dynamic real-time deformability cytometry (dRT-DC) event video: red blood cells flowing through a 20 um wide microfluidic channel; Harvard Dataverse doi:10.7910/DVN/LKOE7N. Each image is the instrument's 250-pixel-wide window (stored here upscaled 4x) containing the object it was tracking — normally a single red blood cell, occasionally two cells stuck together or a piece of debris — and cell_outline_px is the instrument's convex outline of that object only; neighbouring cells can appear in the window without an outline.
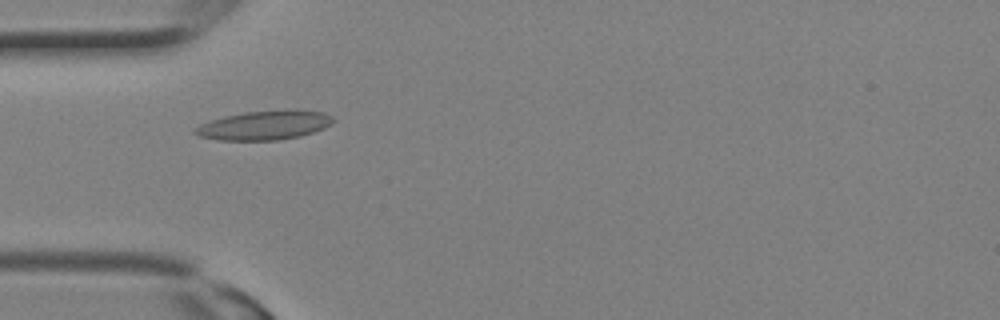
{"species": "Egyptian fruit bat (a non-hibernating species)", "species_latin": "Rousettus aegyptiacus", "temperature_condition": "room temperature", "stored_images_in_passage": 13, "camera_frame_rate_fps": 3000, "um_per_image_px": 0.085, "animal": {"sex": "female"}, "frame": {"image": 1, "passage_image": 3, "time_ms": 0.667, "image_size_px": [1000, 320], "cell_outline_px": [[336, 120], [332, 124], [324, 128], [300, 136], [280, 140], [220, 140], [200, 136], [192, 132], [200, 124], [224, 116], [244, 112], [324, 112], [332, 116]], "centroid_in_image_um": [22.45, 10.68], "position_along_channel_um": 62.6, "area_um2": 22.6}}
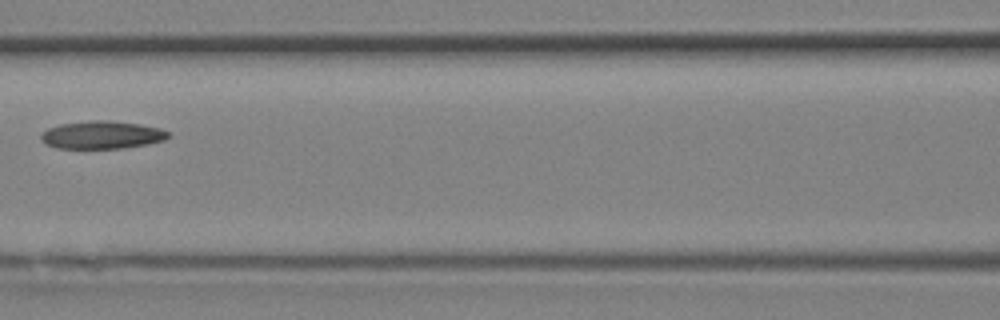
{"frame": {"image": 2, "passage_image": 7, "time_ms": 2.0, "image_size_px": [1000, 320], "cell_outline_px": [[172, 136], [164, 140], [148, 144], [124, 148], [56, 148], [44, 144], [40, 140], [40, 136], [48, 128], [60, 124], [92, 120], [112, 120], [140, 124], [160, 128], [168, 132]], "centroid_in_image_um": [8.67, 11.46], "position_along_channel_um": 157.9, "area_um2": 20.81}}
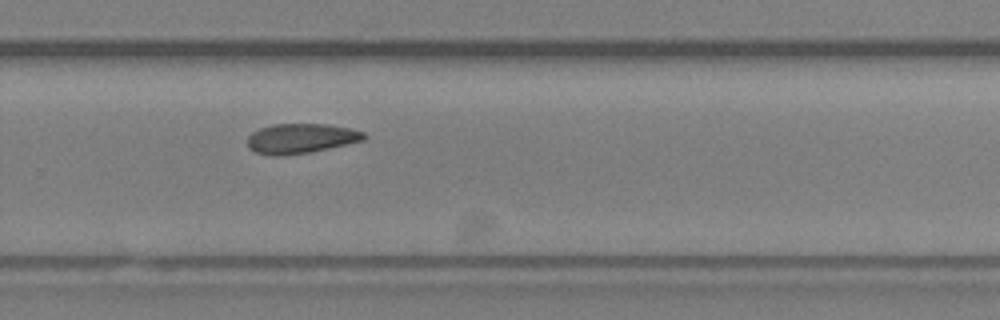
{"frame": {"image": 3, "passage_image": 13, "time_ms": 4.0, "image_size_px": [1000, 320], "cell_outline_px": [[368, 136], [364, 140], [328, 148], [308, 152], [280, 156], [272, 156], [256, 152], [248, 148], [248, 136], [252, 132], [260, 128], [272, 124], [328, 124], [348, 128], [364, 132]], "centroid_in_image_um": [25.56, 11.76], "position_along_channel_um": 304.2, "area_um2": 20.17}}